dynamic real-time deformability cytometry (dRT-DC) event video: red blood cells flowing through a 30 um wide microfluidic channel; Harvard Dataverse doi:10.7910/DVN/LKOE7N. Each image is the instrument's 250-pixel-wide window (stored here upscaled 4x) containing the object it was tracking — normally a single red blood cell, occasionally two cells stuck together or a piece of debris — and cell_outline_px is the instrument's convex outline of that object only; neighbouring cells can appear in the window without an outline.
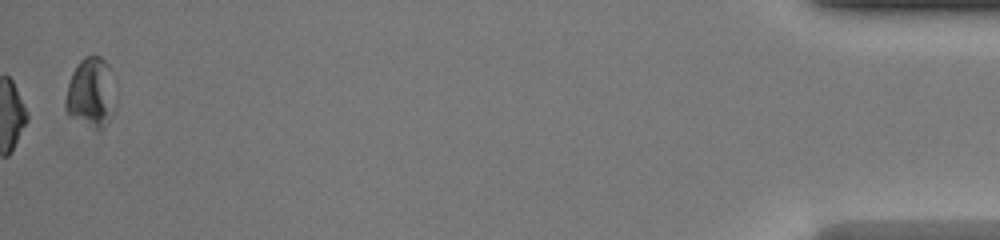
{"species": "common noctule bat (a hibernating species)", "species_latin": "Nyctalus noctula", "temperature_condition": "warm", "stored_images_in_passage": 49, "camera_frame_rate_fps": 3000, "um_per_image_px": 0.085, "animal": {"sex": "female", "body_mass_g": 20.0, "forearm_length_mm": 54.0}, "frame": {"image": 1, "passage_image": 49, "time_ms": 16.0, "image_size_px": [1000, 240], "cell_outline_px": [[116, 108], [112, 116], [104, 128], [100, 132], [96, 132], [68, 116], [64, 108], [64, 100], [68, 84], [72, 72], [76, 64], [84, 56], [100, 56], [108, 64], [116, 104]], "centroid_in_image_um": [7.71, 7.97], "position_along_channel_um": 427.5, "area_um2": 21.04}, "authors_computed_cell_mechanics": {"area_um2": 17.918, "velocity_mm_per_s": 4.2741, "shape_relaxation_time_tau1_ms": null, "shape_relaxation_time_tau2_ms": 2.2415, "deformation_change_tau1": null, "deformation_change_tau2": 0.0702}}